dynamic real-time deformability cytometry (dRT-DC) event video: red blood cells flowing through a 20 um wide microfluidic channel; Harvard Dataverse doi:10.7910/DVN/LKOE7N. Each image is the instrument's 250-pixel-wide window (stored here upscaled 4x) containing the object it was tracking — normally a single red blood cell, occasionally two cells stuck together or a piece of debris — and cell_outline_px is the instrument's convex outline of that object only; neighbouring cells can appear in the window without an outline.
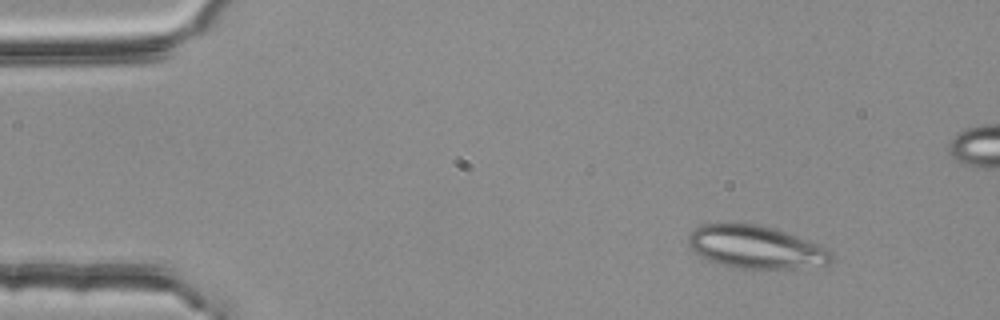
{"species": "common noctule bat (a hibernating species)", "species_latin": "Nyctalus noctula", "temperature_condition": "room temperature", "stored_images_in_passage": 5, "camera_frame_rate_fps": 3000, "um_per_image_px": 0.085, "animal": {"sex": "female", "body_mass_g": 25.1}, "frame": {"image": 1, "passage_image": 2, "time_ms": 0.333, "image_size_px": [1000, 320], "cell_outline_px": [[836, 260], [828, 264], [800, 268], [732, 268], [708, 260], [688, 248], [688, 236], [696, 228], [704, 224], [756, 224], [776, 228], [828, 248], [836, 252]], "centroid_in_image_um": [64.31, 21.02], "position_along_channel_um": 20.7, "area_um2": 35.95}}